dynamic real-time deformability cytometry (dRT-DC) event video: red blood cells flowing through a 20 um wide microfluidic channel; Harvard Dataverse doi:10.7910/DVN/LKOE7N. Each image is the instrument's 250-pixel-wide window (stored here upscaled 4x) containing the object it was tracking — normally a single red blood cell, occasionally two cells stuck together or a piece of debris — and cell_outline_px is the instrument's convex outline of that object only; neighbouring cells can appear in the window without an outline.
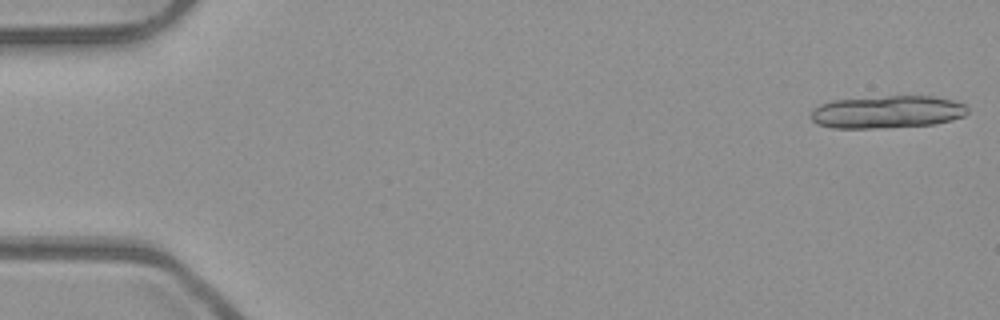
{"species": "common noctule bat (a hibernating species)", "species_latin": "Nyctalus noctula", "temperature_condition": "room temperature", "stored_images_in_passage": 20, "camera_frame_rate_fps": 3000, "um_per_image_px": 0.085, "animal": {"sex": "male", "body_mass_g": 23.1, "forearm_length_mm": 52.7}, "frame": {"image": 1, "passage_image": 1, "time_ms": 0.0, "image_size_px": [1000, 320], "cell_outline_px": [[968, 112], [964, 116], [952, 120], [936, 124], [892, 128], [832, 128], [816, 124], [812, 120], [812, 108], [820, 104], [832, 100], [888, 96], [932, 96], [952, 100], [964, 104], [968, 108]], "centroid_in_image_um": [75.41, 9.53], "position_along_channel_um": 9.6, "area_um2": 30.06}}